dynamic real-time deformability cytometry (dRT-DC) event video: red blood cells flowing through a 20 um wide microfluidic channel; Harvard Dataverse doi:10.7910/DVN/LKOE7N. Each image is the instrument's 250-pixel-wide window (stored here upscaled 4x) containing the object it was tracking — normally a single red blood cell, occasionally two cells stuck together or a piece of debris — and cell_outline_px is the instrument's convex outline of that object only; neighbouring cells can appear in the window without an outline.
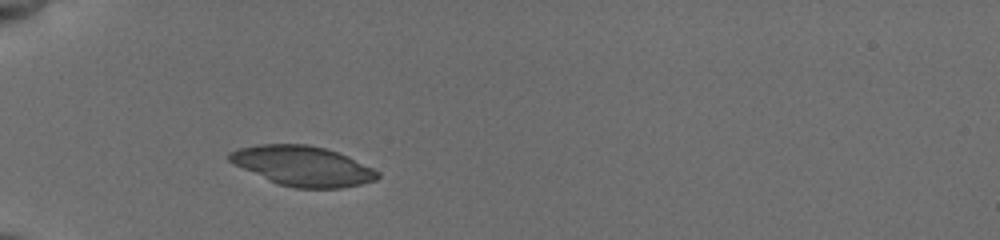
{"species": "common noctule bat (a hibernating species)", "species_latin": "Nyctalus noctula", "temperature_condition": "cold", "stored_images_in_passage": 40, "camera_frame_rate_fps": 3000, "um_per_image_px": 0.085, "animal": {"sex": "female", "body_mass_g": 19.5, "forearm_length_mm": 54.1}, "frame": {"image": 1, "passage_image": 1, "time_ms": 0.0, "image_size_px": [1000, 240], "cell_outline_px": [[380, 176], [376, 180], [360, 184], [340, 188], [296, 188], [280, 184], [244, 168], [228, 160], [228, 152], [236, 148], [256, 144], [308, 144], [324, 148], [348, 156], [380, 172]], "centroid_in_image_um": [25.75, 14.09], "position_along_channel_um": 59.3, "area_um2": 34.04}}
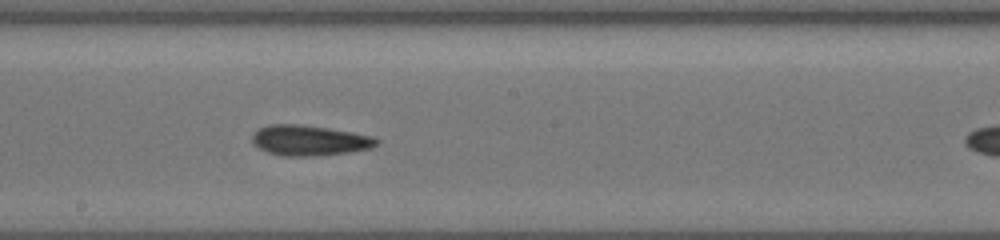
{"frame": {"image": 2, "passage_image": 15, "time_ms": 3.0, "image_size_px": [1000, 240], "cell_outline_px": [[380, 140], [372, 148], [348, 152], [316, 156], [284, 156], [268, 152], [252, 144], [252, 136], [260, 128], [268, 124], [296, 124], [328, 128], [352, 132], [372, 136]], "centroid_in_image_um": [26.3, 11.94], "position_along_channel_um": 221.9, "area_um2": 21.91}}
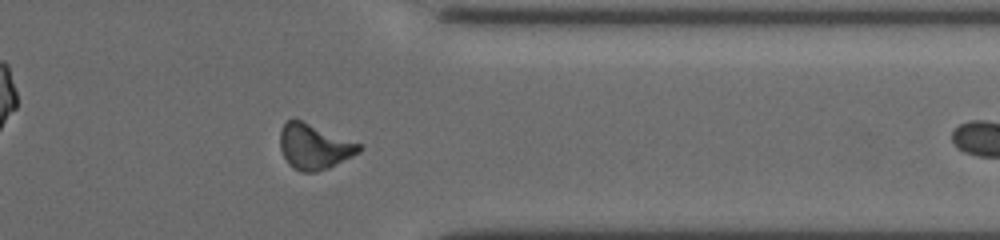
{"frame": {"image": 3, "passage_image": 36, "time_ms": 7.333, "image_size_px": [1000, 240], "cell_outline_px": [[364, 148], [360, 152], [328, 168], [316, 172], [300, 172], [292, 168], [288, 164], [280, 148], [280, 128], [288, 120], [300, 120], [364, 144]], "centroid_in_image_um": [26.73, 12.47], "position_along_channel_um": 384.7, "area_um2": 20.98}}